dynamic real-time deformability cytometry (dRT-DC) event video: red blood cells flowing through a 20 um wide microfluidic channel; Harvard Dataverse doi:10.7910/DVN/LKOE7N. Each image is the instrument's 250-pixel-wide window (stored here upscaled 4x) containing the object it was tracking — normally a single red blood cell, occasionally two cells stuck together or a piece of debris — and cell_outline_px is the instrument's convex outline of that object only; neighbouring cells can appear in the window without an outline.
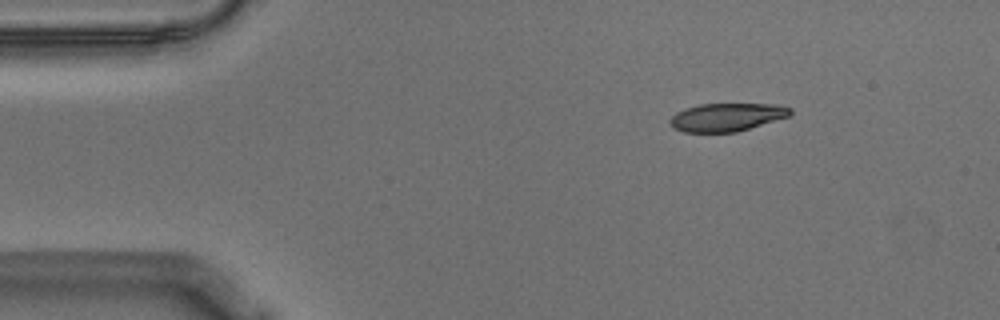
{"species": "Egyptian fruit bat (a non-hibernating species)", "species_latin": "Rousettus aegyptiacus", "temperature_condition": "warm", "stored_images_in_passage": 49, "camera_frame_rate_fps": 3000, "um_per_image_px": 0.085, "animal": {"sex": "male"}, "frame": {"image": 1, "passage_image": 1, "time_ms": 0.0, "image_size_px": [1000, 320], "cell_outline_px": [[792, 112], [788, 116], [736, 132], [684, 132], [672, 128], [668, 120], [676, 112], [684, 108], [700, 104], [776, 104], [792, 108]], "centroid_in_image_um": [61.72, 9.95], "position_along_channel_um": 23.3, "area_um2": 19.65}}
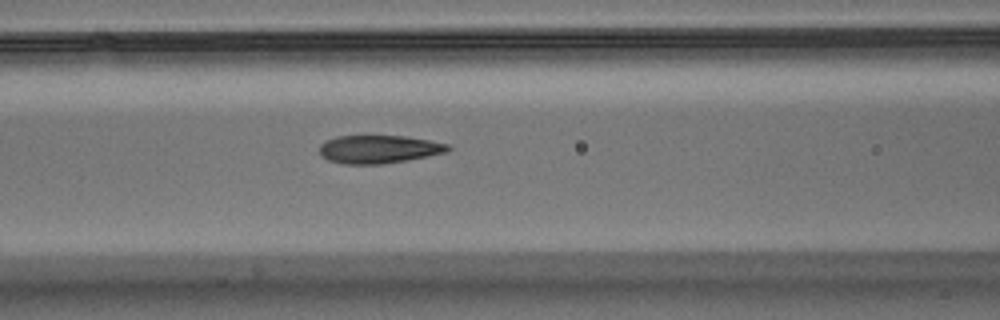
{"frame": {"image": 2, "passage_image": 16, "time_ms": 5.0, "image_size_px": [1000, 320], "cell_outline_px": [[452, 148], [444, 152], [428, 156], [408, 160], [380, 164], [344, 164], [328, 160], [320, 156], [320, 144], [324, 140], [336, 136], [404, 136], [428, 140], [448, 144]], "centroid_in_image_um": [32.15, 12.68], "position_along_channel_um": 134.5, "area_um2": 21.04}}
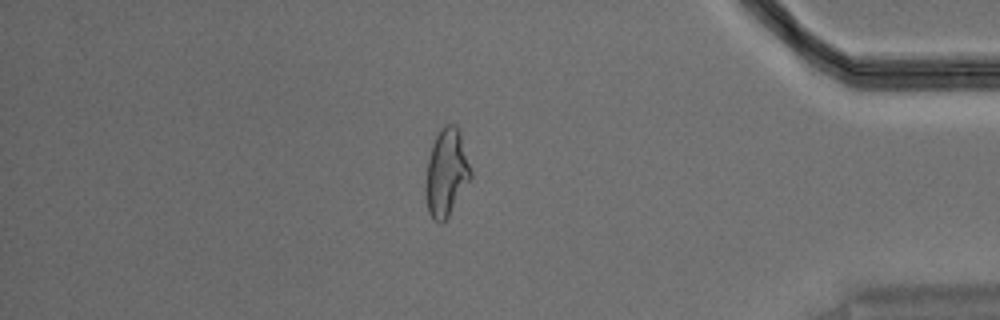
{"frame": {"image": 3, "passage_image": 41, "time_ms": 13.333, "image_size_px": [1000, 320], "cell_outline_px": [[472, 176], [448, 216], [440, 224], [432, 220], [428, 212], [424, 192], [424, 188], [428, 160], [432, 144], [440, 128], [444, 124], [456, 124], [460, 128], [472, 172]], "centroid_in_image_um": [37.93, 14.65], "position_along_channel_um": 397.3, "area_um2": 23.29}, "authors_computed_cell_mechanics": {"area_um2": 21.675, "velocity_mm_per_s": 3.5764, "shape_relaxation_time_tau1_ms": 6.4532, "shape_relaxation_time_tau2_ms": 1.4496, "deformation_change_tau1": 0.2349, "deformation_change_tau2": 0.1002}}